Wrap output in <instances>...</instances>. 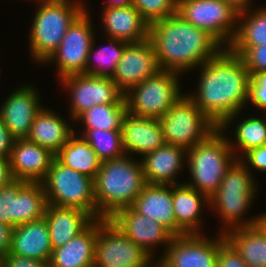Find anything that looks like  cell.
Instances as JSON below:
<instances>
[{
  "label": "cell",
  "instance_id": "6da1fadb",
  "mask_svg": "<svg viewBox=\"0 0 266 267\" xmlns=\"http://www.w3.org/2000/svg\"><path fill=\"white\" fill-rule=\"evenodd\" d=\"M199 67L197 92L187 95L218 128L226 131L248 104L250 72L242 58L229 48H223Z\"/></svg>",
  "mask_w": 266,
  "mask_h": 267
},
{
  "label": "cell",
  "instance_id": "7a4b0ae2",
  "mask_svg": "<svg viewBox=\"0 0 266 267\" xmlns=\"http://www.w3.org/2000/svg\"><path fill=\"white\" fill-rule=\"evenodd\" d=\"M149 39L161 70L180 75L199 68L223 49L208 32L186 22L177 13L149 24Z\"/></svg>",
  "mask_w": 266,
  "mask_h": 267
},
{
  "label": "cell",
  "instance_id": "3957f363",
  "mask_svg": "<svg viewBox=\"0 0 266 267\" xmlns=\"http://www.w3.org/2000/svg\"><path fill=\"white\" fill-rule=\"evenodd\" d=\"M143 167L131 156L101 162L94 178L96 219H109L129 207L146 185Z\"/></svg>",
  "mask_w": 266,
  "mask_h": 267
},
{
  "label": "cell",
  "instance_id": "277c9868",
  "mask_svg": "<svg viewBox=\"0 0 266 267\" xmlns=\"http://www.w3.org/2000/svg\"><path fill=\"white\" fill-rule=\"evenodd\" d=\"M39 1V2H38ZM38 9L32 21L29 39L30 55L44 62L58 48L69 26L84 11V1L37 0Z\"/></svg>",
  "mask_w": 266,
  "mask_h": 267
},
{
  "label": "cell",
  "instance_id": "5b68a950",
  "mask_svg": "<svg viewBox=\"0 0 266 267\" xmlns=\"http://www.w3.org/2000/svg\"><path fill=\"white\" fill-rule=\"evenodd\" d=\"M225 132L217 128L204 141L187 150L185 164L192 182H184L209 199L217 192L227 169L237 159Z\"/></svg>",
  "mask_w": 266,
  "mask_h": 267
},
{
  "label": "cell",
  "instance_id": "8992f818",
  "mask_svg": "<svg viewBox=\"0 0 266 267\" xmlns=\"http://www.w3.org/2000/svg\"><path fill=\"white\" fill-rule=\"evenodd\" d=\"M240 159H236L227 169L217 192L210 198V209L218 210L219 217L227 232L234 228L252 226L256 223V216L246 219L247 210L256 198L257 181ZM244 219V220H243Z\"/></svg>",
  "mask_w": 266,
  "mask_h": 267
},
{
  "label": "cell",
  "instance_id": "52a82bcc",
  "mask_svg": "<svg viewBox=\"0 0 266 267\" xmlns=\"http://www.w3.org/2000/svg\"><path fill=\"white\" fill-rule=\"evenodd\" d=\"M41 183L49 205L80 209L96 219L93 178L63 165L54 158Z\"/></svg>",
  "mask_w": 266,
  "mask_h": 267
},
{
  "label": "cell",
  "instance_id": "ba28073f",
  "mask_svg": "<svg viewBox=\"0 0 266 267\" xmlns=\"http://www.w3.org/2000/svg\"><path fill=\"white\" fill-rule=\"evenodd\" d=\"M179 76V73L161 70L155 76L130 88L124 94L127 112L157 119L165 115L183 95Z\"/></svg>",
  "mask_w": 266,
  "mask_h": 267
},
{
  "label": "cell",
  "instance_id": "9c48e42d",
  "mask_svg": "<svg viewBox=\"0 0 266 267\" xmlns=\"http://www.w3.org/2000/svg\"><path fill=\"white\" fill-rule=\"evenodd\" d=\"M158 120L165 142L186 150L204 141L218 128L187 94H183Z\"/></svg>",
  "mask_w": 266,
  "mask_h": 267
},
{
  "label": "cell",
  "instance_id": "30bf717a",
  "mask_svg": "<svg viewBox=\"0 0 266 267\" xmlns=\"http://www.w3.org/2000/svg\"><path fill=\"white\" fill-rule=\"evenodd\" d=\"M177 14L208 32L223 48L234 40L239 12L222 0H177Z\"/></svg>",
  "mask_w": 266,
  "mask_h": 267
},
{
  "label": "cell",
  "instance_id": "8fae6325",
  "mask_svg": "<svg viewBox=\"0 0 266 267\" xmlns=\"http://www.w3.org/2000/svg\"><path fill=\"white\" fill-rule=\"evenodd\" d=\"M153 258L110 220L98 219L94 267H150Z\"/></svg>",
  "mask_w": 266,
  "mask_h": 267
},
{
  "label": "cell",
  "instance_id": "7c38bea8",
  "mask_svg": "<svg viewBox=\"0 0 266 267\" xmlns=\"http://www.w3.org/2000/svg\"><path fill=\"white\" fill-rule=\"evenodd\" d=\"M48 206L42 183L15 179L0 188V222L14 228L41 219Z\"/></svg>",
  "mask_w": 266,
  "mask_h": 267
},
{
  "label": "cell",
  "instance_id": "4fadbf2b",
  "mask_svg": "<svg viewBox=\"0 0 266 267\" xmlns=\"http://www.w3.org/2000/svg\"><path fill=\"white\" fill-rule=\"evenodd\" d=\"M86 7L69 26L58 48L44 62L47 64L56 61L60 79L72 74H85L87 57L95 37Z\"/></svg>",
  "mask_w": 266,
  "mask_h": 267
},
{
  "label": "cell",
  "instance_id": "5bb4252c",
  "mask_svg": "<svg viewBox=\"0 0 266 267\" xmlns=\"http://www.w3.org/2000/svg\"><path fill=\"white\" fill-rule=\"evenodd\" d=\"M59 81L70 93L69 116L72 120L94 105L116 104L124 97V93L110 77L81 73L62 77Z\"/></svg>",
  "mask_w": 266,
  "mask_h": 267
},
{
  "label": "cell",
  "instance_id": "9a60e30c",
  "mask_svg": "<svg viewBox=\"0 0 266 267\" xmlns=\"http://www.w3.org/2000/svg\"><path fill=\"white\" fill-rule=\"evenodd\" d=\"M225 242L223 233L213 239L203 233L175 236L159 259L167 267H217L219 249Z\"/></svg>",
  "mask_w": 266,
  "mask_h": 267
},
{
  "label": "cell",
  "instance_id": "2e32d148",
  "mask_svg": "<svg viewBox=\"0 0 266 267\" xmlns=\"http://www.w3.org/2000/svg\"><path fill=\"white\" fill-rule=\"evenodd\" d=\"M161 71L152 41L129 43L119 60L112 80L125 94L130 88Z\"/></svg>",
  "mask_w": 266,
  "mask_h": 267
},
{
  "label": "cell",
  "instance_id": "e0dca14e",
  "mask_svg": "<svg viewBox=\"0 0 266 267\" xmlns=\"http://www.w3.org/2000/svg\"><path fill=\"white\" fill-rule=\"evenodd\" d=\"M119 230L135 244L146 251L153 259L155 246H164L162 256L174 237L157 221L146 218L131 206L119 209L109 218ZM162 244V245H161ZM153 249V250H152Z\"/></svg>",
  "mask_w": 266,
  "mask_h": 267
},
{
  "label": "cell",
  "instance_id": "ac0fdd59",
  "mask_svg": "<svg viewBox=\"0 0 266 267\" xmlns=\"http://www.w3.org/2000/svg\"><path fill=\"white\" fill-rule=\"evenodd\" d=\"M0 108V117L14 139L27 138L36 114L42 109L40 93L24 84L10 93Z\"/></svg>",
  "mask_w": 266,
  "mask_h": 267
},
{
  "label": "cell",
  "instance_id": "d6986e66",
  "mask_svg": "<svg viewBox=\"0 0 266 267\" xmlns=\"http://www.w3.org/2000/svg\"><path fill=\"white\" fill-rule=\"evenodd\" d=\"M55 155L27 138L14 139L9 157L14 179L25 182H42Z\"/></svg>",
  "mask_w": 266,
  "mask_h": 267
},
{
  "label": "cell",
  "instance_id": "ffe728a7",
  "mask_svg": "<svg viewBox=\"0 0 266 267\" xmlns=\"http://www.w3.org/2000/svg\"><path fill=\"white\" fill-rule=\"evenodd\" d=\"M172 185L146 184L131 207L146 218L157 221L174 237L184 235L173 210Z\"/></svg>",
  "mask_w": 266,
  "mask_h": 267
},
{
  "label": "cell",
  "instance_id": "44dd1931",
  "mask_svg": "<svg viewBox=\"0 0 266 267\" xmlns=\"http://www.w3.org/2000/svg\"><path fill=\"white\" fill-rule=\"evenodd\" d=\"M122 140L126 155L144 156L166 142L157 118H147L126 113L122 124Z\"/></svg>",
  "mask_w": 266,
  "mask_h": 267
},
{
  "label": "cell",
  "instance_id": "7402d4cb",
  "mask_svg": "<svg viewBox=\"0 0 266 267\" xmlns=\"http://www.w3.org/2000/svg\"><path fill=\"white\" fill-rule=\"evenodd\" d=\"M185 148L165 143L160 148L145 154L141 161L147 184L176 185L174 179L183 171L187 158ZM185 159V160H184Z\"/></svg>",
  "mask_w": 266,
  "mask_h": 267
},
{
  "label": "cell",
  "instance_id": "603a6c76",
  "mask_svg": "<svg viewBox=\"0 0 266 267\" xmlns=\"http://www.w3.org/2000/svg\"><path fill=\"white\" fill-rule=\"evenodd\" d=\"M102 23L108 38L138 43L149 38V23L132 6L103 7Z\"/></svg>",
  "mask_w": 266,
  "mask_h": 267
},
{
  "label": "cell",
  "instance_id": "cb8c5ba5",
  "mask_svg": "<svg viewBox=\"0 0 266 267\" xmlns=\"http://www.w3.org/2000/svg\"><path fill=\"white\" fill-rule=\"evenodd\" d=\"M52 250L45 217L12 228L10 253L48 263Z\"/></svg>",
  "mask_w": 266,
  "mask_h": 267
},
{
  "label": "cell",
  "instance_id": "d4e9b609",
  "mask_svg": "<svg viewBox=\"0 0 266 267\" xmlns=\"http://www.w3.org/2000/svg\"><path fill=\"white\" fill-rule=\"evenodd\" d=\"M98 219L65 245L52 250L49 267H94Z\"/></svg>",
  "mask_w": 266,
  "mask_h": 267
},
{
  "label": "cell",
  "instance_id": "484cf974",
  "mask_svg": "<svg viewBox=\"0 0 266 267\" xmlns=\"http://www.w3.org/2000/svg\"><path fill=\"white\" fill-rule=\"evenodd\" d=\"M172 200L177 228L183 234H201L200 214L204 206L210 207V199L195 188L180 183L172 185Z\"/></svg>",
  "mask_w": 266,
  "mask_h": 267
},
{
  "label": "cell",
  "instance_id": "4316f807",
  "mask_svg": "<svg viewBox=\"0 0 266 267\" xmlns=\"http://www.w3.org/2000/svg\"><path fill=\"white\" fill-rule=\"evenodd\" d=\"M44 217L48 225L52 249L65 245L94 220L83 210L49 204Z\"/></svg>",
  "mask_w": 266,
  "mask_h": 267
},
{
  "label": "cell",
  "instance_id": "83f0119b",
  "mask_svg": "<svg viewBox=\"0 0 266 267\" xmlns=\"http://www.w3.org/2000/svg\"><path fill=\"white\" fill-rule=\"evenodd\" d=\"M75 130L53 110L42 107L36 114L27 139L54 155L68 142Z\"/></svg>",
  "mask_w": 266,
  "mask_h": 267
},
{
  "label": "cell",
  "instance_id": "f1b7e54d",
  "mask_svg": "<svg viewBox=\"0 0 266 267\" xmlns=\"http://www.w3.org/2000/svg\"><path fill=\"white\" fill-rule=\"evenodd\" d=\"M248 267H266V235L255 224L223 233Z\"/></svg>",
  "mask_w": 266,
  "mask_h": 267
},
{
  "label": "cell",
  "instance_id": "f546056e",
  "mask_svg": "<svg viewBox=\"0 0 266 267\" xmlns=\"http://www.w3.org/2000/svg\"><path fill=\"white\" fill-rule=\"evenodd\" d=\"M55 158L63 165L74 169L90 178H95L101 166L92 146L76 132L68 142L55 154Z\"/></svg>",
  "mask_w": 266,
  "mask_h": 267
},
{
  "label": "cell",
  "instance_id": "4dcf8cb0",
  "mask_svg": "<svg viewBox=\"0 0 266 267\" xmlns=\"http://www.w3.org/2000/svg\"><path fill=\"white\" fill-rule=\"evenodd\" d=\"M127 113L125 98L116 104H99L85 110L75 120L82 122V130L100 129L106 131H122V124Z\"/></svg>",
  "mask_w": 266,
  "mask_h": 267
},
{
  "label": "cell",
  "instance_id": "1f68e13d",
  "mask_svg": "<svg viewBox=\"0 0 266 267\" xmlns=\"http://www.w3.org/2000/svg\"><path fill=\"white\" fill-rule=\"evenodd\" d=\"M254 9L239 12L237 32L229 47H253L266 43V5Z\"/></svg>",
  "mask_w": 266,
  "mask_h": 267
},
{
  "label": "cell",
  "instance_id": "d6a6232c",
  "mask_svg": "<svg viewBox=\"0 0 266 267\" xmlns=\"http://www.w3.org/2000/svg\"><path fill=\"white\" fill-rule=\"evenodd\" d=\"M107 39H109L108 46L101 47L100 49L96 48V50L94 49L96 42L95 39L93 40L85 65V74L110 78L114 75L116 66L122 58L125 47L129 43L120 39ZM93 60L94 64H97L96 66H93V63H91Z\"/></svg>",
  "mask_w": 266,
  "mask_h": 267
},
{
  "label": "cell",
  "instance_id": "836d02e7",
  "mask_svg": "<svg viewBox=\"0 0 266 267\" xmlns=\"http://www.w3.org/2000/svg\"><path fill=\"white\" fill-rule=\"evenodd\" d=\"M263 118L265 119L247 117L240 122L238 121L235 138H233L235 140L232 142L228 138L230 148L234 155L236 154L237 159H240L247 151L266 144V117Z\"/></svg>",
  "mask_w": 266,
  "mask_h": 267
},
{
  "label": "cell",
  "instance_id": "e575fe53",
  "mask_svg": "<svg viewBox=\"0 0 266 267\" xmlns=\"http://www.w3.org/2000/svg\"><path fill=\"white\" fill-rule=\"evenodd\" d=\"M79 136L83 137L92 146L102 162L126 155L123 147L122 131L82 130Z\"/></svg>",
  "mask_w": 266,
  "mask_h": 267
},
{
  "label": "cell",
  "instance_id": "d590c367",
  "mask_svg": "<svg viewBox=\"0 0 266 267\" xmlns=\"http://www.w3.org/2000/svg\"><path fill=\"white\" fill-rule=\"evenodd\" d=\"M132 6L149 24L177 13V0H132Z\"/></svg>",
  "mask_w": 266,
  "mask_h": 267
},
{
  "label": "cell",
  "instance_id": "8d00e7d4",
  "mask_svg": "<svg viewBox=\"0 0 266 267\" xmlns=\"http://www.w3.org/2000/svg\"><path fill=\"white\" fill-rule=\"evenodd\" d=\"M228 48L242 58L251 76L255 73L266 71V43L253 47Z\"/></svg>",
  "mask_w": 266,
  "mask_h": 267
},
{
  "label": "cell",
  "instance_id": "74e56055",
  "mask_svg": "<svg viewBox=\"0 0 266 267\" xmlns=\"http://www.w3.org/2000/svg\"><path fill=\"white\" fill-rule=\"evenodd\" d=\"M248 101L259 110L266 111V71L251 76Z\"/></svg>",
  "mask_w": 266,
  "mask_h": 267
},
{
  "label": "cell",
  "instance_id": "f35d334b",
  "mask_svg": "<svg viewBox=\"0 0 266 267\" xmlns=\"http://www.w3.org/2000/svg\"><path fill=\"white\" fill-rule=\"evenodd\" d=\"M217 267H248L241 256L225 242L219 249Z\"/></svg>",
  "mask_w": 266,
  "mask_h": 267
},
{
  "label": "cell",
  "instance_id": "ab89813d",
  "mask_svg": "<svg viewBox=\"0 0 266 267\" xmlns=\"http://www.w3.org/2000/svg\"><path fill=\"white\" fill-rule=\"evenodd\" d=\"M240 161L246 165L249 171L250 168L252 167L263 173L266 172V144L247 151L240 158Z\"/></svg>",
  "mask_w": 266,
  "mask_h": 267
},
{
  "label": "cell",
  "instance_id": "60d3db41",
  "mask_svg": "<svg viewBox=\"0 0 266 267\" xmlns=\"http://www.w3.org/2000/svg\"><path fill=\"white\" fill-rule=\"evenodd\" d=\"M0 262L3 264V267H49L47 262L19 256L10 252H8Z\"/></svg>",
  "mask_w": 266,
  "mask_h": 267
},
{
  "label": "cell",
  "instance_id": "b9f144b4",
  "mask_svg": "<svg viewBox=\"0 0 266 267\" xmlns=\"http://www.w3.org/2000/svg\"><path fill=\"white\" fill-rule=\"evenodd\" d=\"M13 141L14 138L0 117V157L9 159Z\"/></svg>",
  "mask_w": 266,
  "mask_h": 267
},
{
  "label": "cell",
  "instance_id": "7bdbcfd3",
  "mask_svg": "<svg viewBox=\"0 0 266 267\" xmlns=\"http://www.w3.org/2000/svg\"><path fill=\"white\" fill-rule=\"evenodd\" d=\"M12 227L0 222V260L10 251Z\"/></svg>",
  "mask_w": 266,
  "mask_h": 267
},
{
  "label": "cell",
  "instance_id": "ee69618b",
  "mask_svg": "<svg viewBox=\"0 0 266 267\" xmlns=\"http://www.w3.org/2000/svg\"><path fill=\"white\" fill-rule=\"evenodd\" d=\"M14 180L9 159L0 157V188Z\"/></svg>",
  "mask_w": 266,
  "mask_h": 267
},
{
  "label": "cell",
  "instance_id": "f6af8a7d",
  "mask_svg": "<svg viewBox=\"0 0 266 267\" xmlns=\"http://www.w3.org/2000/svg\"><path fill=\"white\" fill-rule=\"evenodd\" d=\"M223 2H226L230 4L234 9H236L238 12L245 11L247 9H250L253 6L251 3V0H222Z\"/></svg>",
  "mask_w": 266,
  "mask_h": 267
},
{
  "label": "cell",
  "instance_id": "bcb514c9",
  "mask_svg": "<svg viewBox=\"0 0 266 267\" xmlns=\"http://www.w3.org/2000/svg\"><path fill=\"white\" fill-rule=\"evenodd\" d=\"M107 4V5H106ZM104 7H126L132 5V0H108Z\"/></svg>",
  "mask_w": 266,
  "mask_h": 267
},
{
  "label": "cell",
  "instance_id": "7dc6e473",
  "mask_svg": "<svg viewBox=\"0 0 266 267\" xmlns=\"http://www.w3.org/2000/svg\"><path fill=\"white\" fill-rule=\"evenodd\" d=\"M255 225L266 235V213L256 216Z\"/></svg>",
  "mask_w": 266,
  "mask_h": 267
},
{
  "label": "cell",
  "instance_id": "c3c4849f",
  "mask_svg": "<svg viewBox=\"0 0 266 267\" xmlns=\"http://www.w3.org/2000/svg\"><path fill=\"white\" fill-rule=\"evenodd\" d=\"M157 261V262H156ZM154 263L152 261L150 267H167L160 259L156 260Z\"/></svg>",
  "mask_w": 266,
  "mask_h": 267
}]
</instances>
